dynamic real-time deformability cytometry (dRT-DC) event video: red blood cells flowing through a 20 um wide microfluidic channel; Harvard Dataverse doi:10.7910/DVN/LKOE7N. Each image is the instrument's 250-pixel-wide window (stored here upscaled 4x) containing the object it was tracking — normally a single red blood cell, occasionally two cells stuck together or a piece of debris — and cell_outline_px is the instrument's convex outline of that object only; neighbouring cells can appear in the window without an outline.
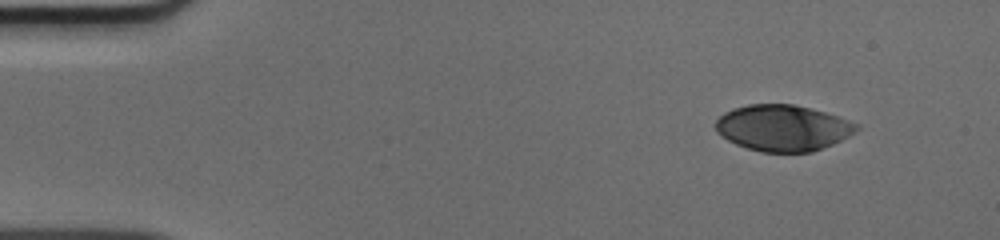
{"species": "human", "species_latin": "Homo sapiens", "temperature_condition": "cold", "stored_images_in_passage": 46, "camera_frame_rate_fps": 3000, "um_per_image_px": 0.085, "donor": {"sex": "male"}, "frame": {"image": 1, "passage_image": 1, "time_ms": 0.0, "image_size_px": [1000, 240], "cell_outline_px": [[860, 128], [856, 132], [832, 144], [812, 152], [760, 152], [736, 144], [720, 136], [716, 132], [716, 120], [724, 112], [732, 108], [748, 104], [792, 104], [824, 112], [860, 124]], "centroid_in_image_um": [66.52, 10.87], "position_along_channel_um": 18.5, "area_um2": 37.86}}
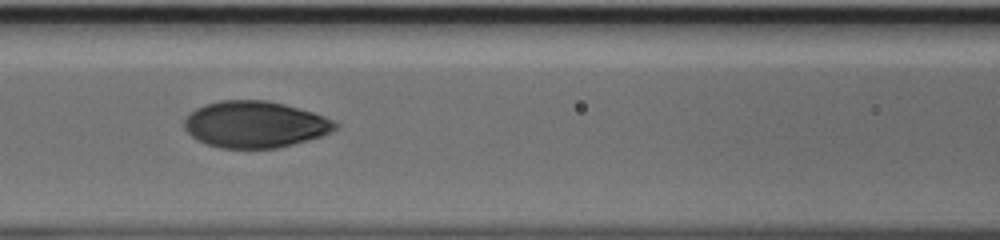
{"frame": {"image": 2, "passage_image": 18, "time_ms": 5.667, "image_size_px": [1000, 240], "cell_outline_px": [[340, 124], [332, 132], [308, 140], [276, 148], [220, 148], [196, 140], [184, 128], [184, 120], [196, 108], [204, 104], [220, 100], [264, 100], [284, 104], [312, 112], [324, 116]], "centroid_in_image_um": [21.67, 10.57], "position_along_channel_um": 144.9, "area_um2": 40.81}}
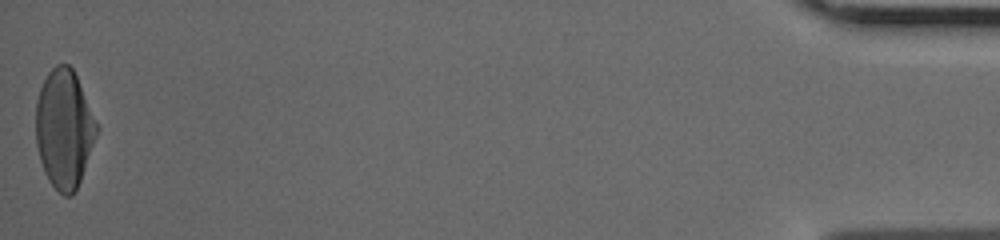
{"frame": {"image": 3, "passage_image": 46, "time_ms": 15.0, "image_size_px": [1000, 240], "cell_outline_px": [[100, 128], [80, 180], [72, 196], [64, 196], [48, 180], [44, 172], [40, 160], [36, 144], [36, 100], [40, 88], [48, 72], [56, 64], [68, 64], [72, 68], [76, 76]], "centroid_in_image_um": [5.45, 10.94], "position_along_channel_um": 429.7, "area_um2": 41.96}}